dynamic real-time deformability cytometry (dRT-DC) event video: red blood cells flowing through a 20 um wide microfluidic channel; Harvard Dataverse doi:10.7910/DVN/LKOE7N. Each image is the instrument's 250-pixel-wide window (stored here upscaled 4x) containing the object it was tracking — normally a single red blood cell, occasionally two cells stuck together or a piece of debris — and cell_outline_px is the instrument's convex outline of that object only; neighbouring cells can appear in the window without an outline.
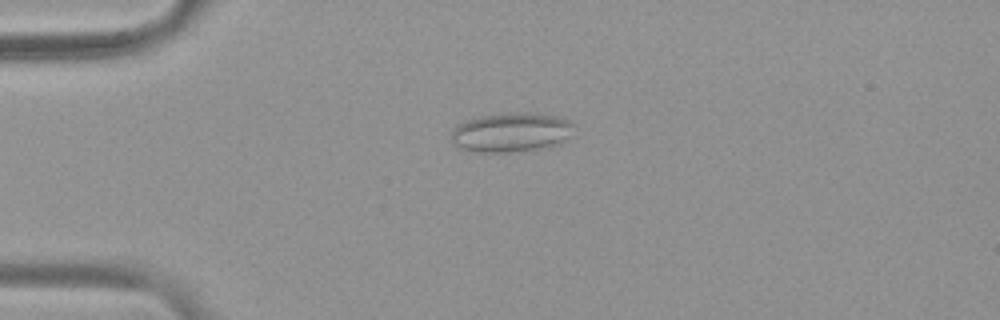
{"species": "common noctule bat (a hibernating species)", "species_latin": "Nyctalus noctula", "temperature_condition": "warm", "stored_images_in_passage": 44, "camera_frame_rate_fps": 3000, "um_per_image_px": 0.085, "animal": {"sex": "female", "body_mass_g": 19.9}, "frame": {"image": 1, "passage_image": 4, "time_ms": 1.0, "image_size_px": [1000, 320], "cell_outline_px": [[572, 136], [560, 144], [552, 148], [516, 152], [476, 152], [456, 148], [452, 144], [452, 128], [468, 120], [480, 116], [508, 112], [532, 112], [560, 116], [568, 120], [572, 124]], "centroid_in_image_um": [43.49, 11.26], "position_along_channel_um": 41.5, "area_um2": 28.96}}
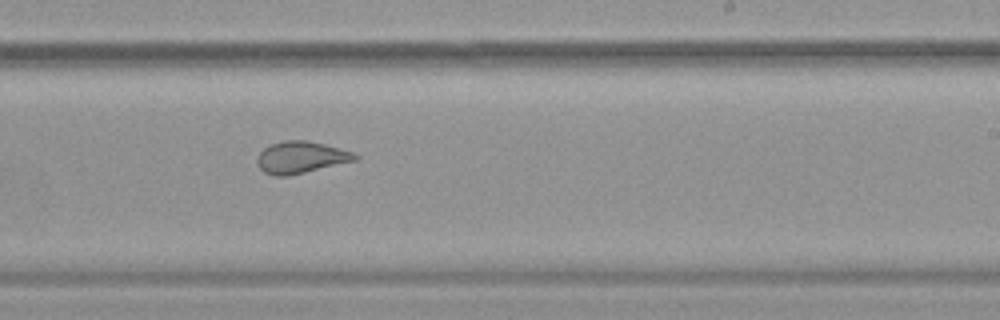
{"frame": {"image": 2, "passage_image": 24, "time_ms": 7.667, "image_size_px": [1000, 320], "cell_outline_px": [[360, 156], [356, 160], [288, 176], [276, 176], [264, 172], [256, 164], [256, 156], [264, 148], [272, 144], [284, 140], [304, 140], [324, 144], [340, 148], [352, 152]], "centroid_in_image_um": [25.54, 13.37], "position_along_channel_um": 263.5, "area_um2": 18.09}}
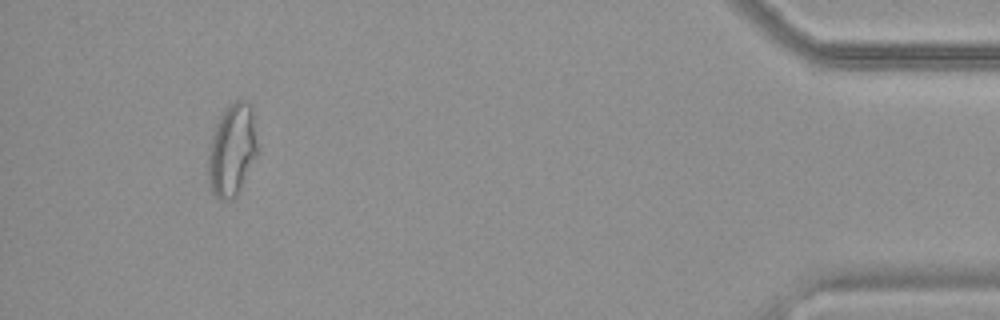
{"frame": {"image": 3, "passage_image": 41, "time_ms": 13.333, "image_size_px": [1000, 320], "cell_outline_px": [[256, 156], [236, 196], [232, 200], [220, 200], [212, 192], [208, 180], [208, 148], [216, 124], [224, 108], [228, 104], [236, 100], [248, 100], [252, 104], [256, 144]], "centroid_in_image_um": [19.7, 12.72], "position_along_channel_um": 415.5, "area_um2": 26.47}, "authors_computed_cell_mechanics": {"area_um2": 21.3282, "velocity_mm_per_s": 3.767, "shape_relaxation_time_tau1_ms": null, "shape_relaxation_time_tau2_ms": 1.1153, "deformation_change_tau1": null, "deformation_change_tau2": 0.0836}}